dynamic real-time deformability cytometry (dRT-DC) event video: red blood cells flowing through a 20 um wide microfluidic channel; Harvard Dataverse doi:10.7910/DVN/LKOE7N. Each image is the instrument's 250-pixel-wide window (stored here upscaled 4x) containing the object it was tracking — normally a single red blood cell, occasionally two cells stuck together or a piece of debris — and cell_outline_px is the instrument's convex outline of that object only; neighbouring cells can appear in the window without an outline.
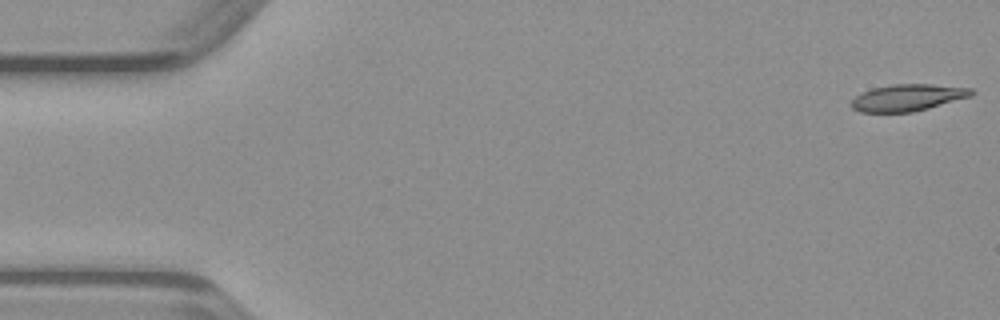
{"species": "common noctule bat (a hibernating species)", "species_latin": "Nyctalus noctula", "temperature_condition": "warm", "stored_images_in_passage": 48, "camera_frame_rate_fps": 3000, "um_per_image_px": 0.085, "animal": {"sex": "male", "body_mass_g": 23.1, "forearm_length_mm": 52.7}, "frame": {"image": 1, "passage_image": 1, "time_ms": 0.0, "image_size_px": [1000, 320], "cell_outline_px": [[976, 92], [972, 96], [928, 108], [912, 112], [860, 112], [852, 108], [848, 104], [856, 96], [872, 88], [892, 84], [932, 84], [972, 88]], "centroid_in_image_um": [77.16, 8.29], "position_along_channel_um": 7.8, "area_um2": 18.79}}
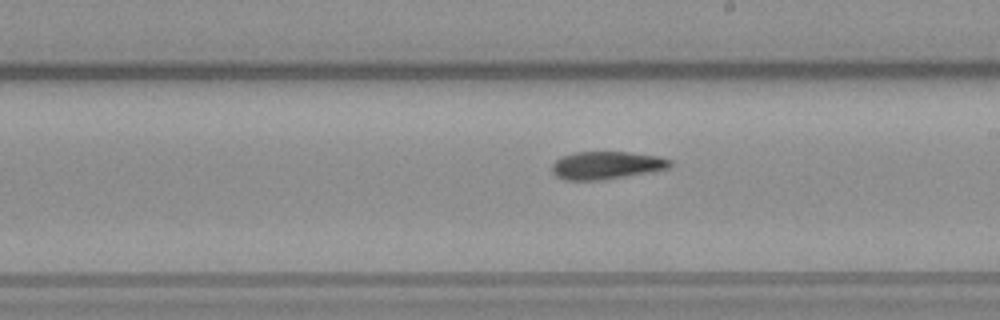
{"frame": {"image": 2, "passage_image": 27, "time_ms": 8.667, "image_size_px": [1000, 320], "cell_outline_px": [[672, 164], [668, 168], [652, 172], [604, 180], [564, 180], [556, 176], [552, 172], [552, 164], [560, 156], [576, 152], [628, 152], [656, 156], [672, 160]], "centroid_in_image_um": [51.53, 14.06], "position_along_channel_um": 237.5, "area_um2": 19.25}}
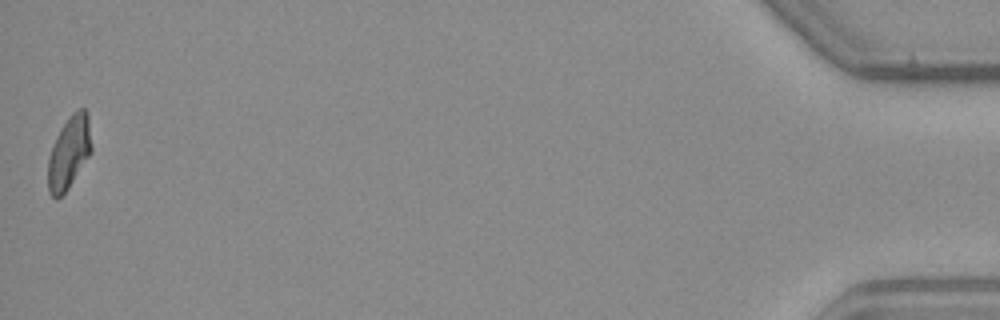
{"frame": {"image": 3, "passage_image": 48, "time_ms": 15.667, "image_size_px": [1000, 320], "cell_outline_px": [[92, 152], [68, 188], [56, 200], [48, 192], [48, 160], [56, 136], [60, 128], [72, 112], [80, 108], [84, 108], [88, 116], [92, 148]], "centroid_in_image_um": [5.87, 12.96], "position_along_channel_um": 429.3, "area_um2": 18.32}}